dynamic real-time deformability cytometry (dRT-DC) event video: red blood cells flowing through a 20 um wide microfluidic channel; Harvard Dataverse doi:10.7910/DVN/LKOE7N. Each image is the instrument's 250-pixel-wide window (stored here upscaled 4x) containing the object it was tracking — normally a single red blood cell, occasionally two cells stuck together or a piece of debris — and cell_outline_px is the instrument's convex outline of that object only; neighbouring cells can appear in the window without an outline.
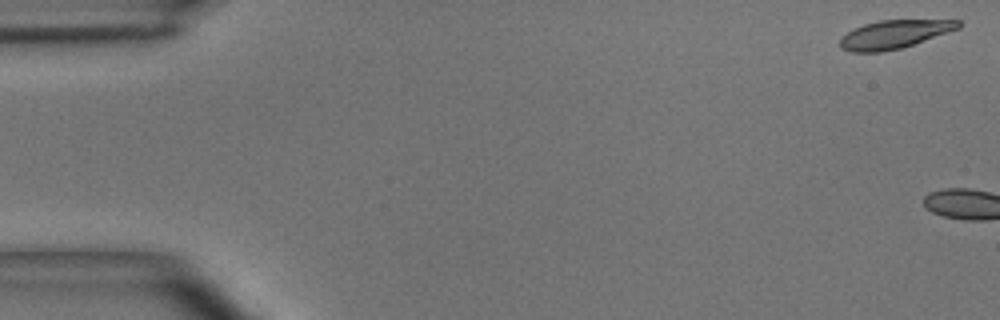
{"species": "common noctule bat (a hibernating species)", "species_latin": "Nyctalus noctula", "temperature_condition": "room temperature", "stored_images_in_passage": 2, "camera_frame_rate_fps": 3000, "um_per_image_px": 0.085, "animal": {"sex": "male", "body_mass_g": 15.6}, "frame": {"image": 1, "passage_image": 1, "time_ms": 0.0, "image_size_px": [1000, 320], "cell_outline_px": [[960, 28], [900, 48], [880, 52], [852, 52], [840, 48], [840, 36], [864, 24], [880, 20], [960, 20]], "centroid_in_image_um": [75.97, 2.92], "position_along_channel_um": 9.0, "area_um2": 19.25}}